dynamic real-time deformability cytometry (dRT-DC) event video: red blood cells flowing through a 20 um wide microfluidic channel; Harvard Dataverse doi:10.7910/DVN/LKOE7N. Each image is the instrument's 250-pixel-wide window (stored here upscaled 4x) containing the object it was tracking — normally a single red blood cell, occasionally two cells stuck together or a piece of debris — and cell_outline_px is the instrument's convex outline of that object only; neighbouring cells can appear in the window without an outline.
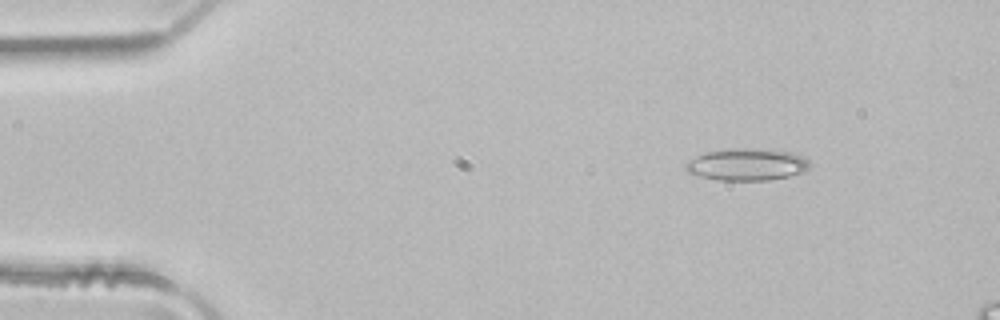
{"species": "common noctule bat (a hibernating species)", "species_latin": "Nyctalus noctula", "temperature_condition": "room temperature", "stored_images_in_passage": 4, "camera_frame_rate_fps": 3000, "um_per_image_px": 0.085, "animal": {"sex": "male", "body_mass_g": 21.5, "forearm_length_mm": 52.0}, "frame": {"image": 1, "passage_image": 1, "time_ms": 0.0, "image_size_px": [1000, 320], "cell_outline_px": [[808, 168], [804, 172], [788, 176], [768, 180], [720, 180], [700, 176], [688, 172], [684, 168], [684, 164], [688, 160], [704, 152], [728, 148], [756, 148], [792, 152], [808, 160]], "centroid_in_image_um": [63.44, 13.97], "position_along_channel_um": 21.6, "area_um2": 23.18}}